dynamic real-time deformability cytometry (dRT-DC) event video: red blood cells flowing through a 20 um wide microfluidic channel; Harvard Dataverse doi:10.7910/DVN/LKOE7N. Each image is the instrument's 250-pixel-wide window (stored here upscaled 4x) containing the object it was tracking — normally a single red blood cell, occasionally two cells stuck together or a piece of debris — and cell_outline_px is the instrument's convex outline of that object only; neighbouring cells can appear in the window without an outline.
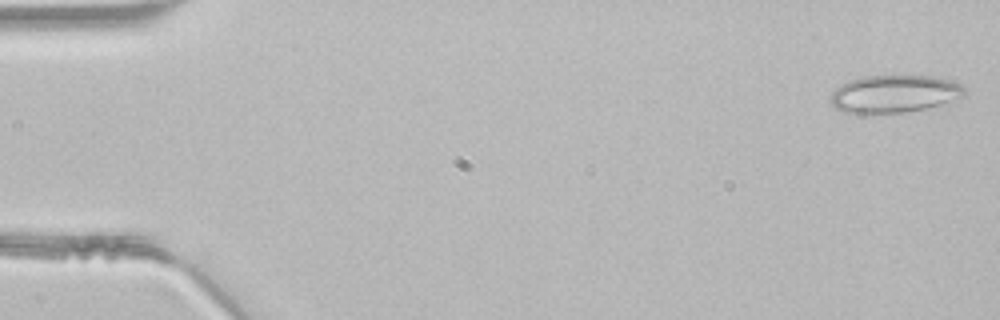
{"species": "common noctule bat (a hibernating species)", "species_latin": "Nyctalus noctula", "temperature_condition": "room temperature", "stored_images_in_passage": 46, "camera_frame_rate_fps": 3000, "um_per_image_px": 0.085, "animal": {"sex": "male", "body_mass_g": 21.5, "forearm_length_mm": 52.0}, "frame": {"image": 1, "passage_image": 1, "time_ms": 0.0, "image_size_px": [1000, 320], "cell_outline_px": [[968, 92], [964, 96], [940, 104], [924, 108], [904, 112], [844, 112], [836, 108], [828, 100], [832, 92], [840, 84], [848, 80], [864, 76], [936, 76], [952, 80], [960, 84]], "centroid_in_image_um": [76.01, 7.95], "position_along_channel_um": 9.0, "area_um2": 29.13}}
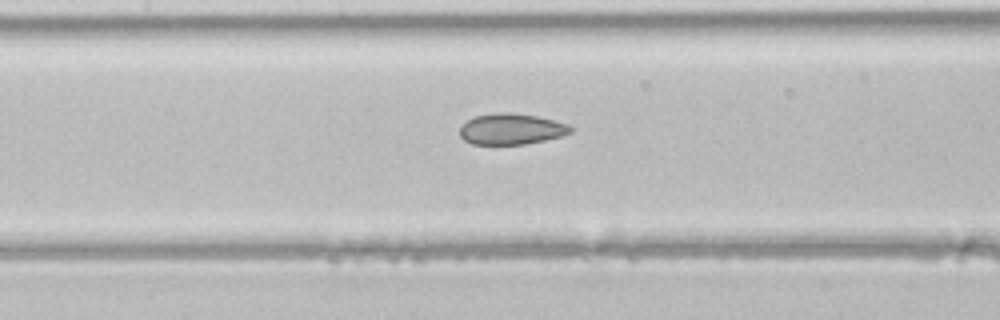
{"frame": {"image": 2, "passage_image": 21, "time_ms": 6.667, "image_size_px": [1000, 320], "cell_outline_px": [[572, 132], [560, 136], [544, 140], [524, 144], [472, 144], [464, 140], [460, 136], [460, 128], [468, 120], [476, 116], [500, 112], [512, 112], [536, 116], [568, 124], [572, 128]], "centroid_in_image_um": [43.45, 10.97], "position_along_channel_um": 163.9, "area_um2": 19.77}}
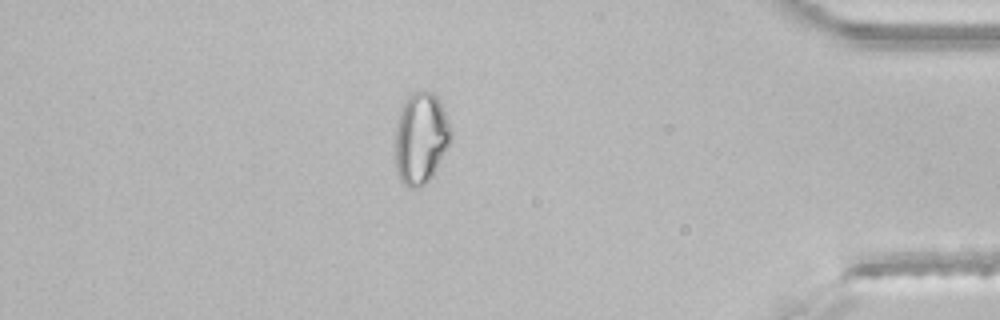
{"frame": {"image": 3, "passage_image": 40, "time_ms": 13.0, "image_size_px": [1000, 320], "cell_outline_px": [[452, 140], [432, 176], [424, 184], [416, 188], [408, 188], [400, 180], [396, 172], [396, 120], [404, 100], [412, 92], [432, 92], [436, 96], [444, 112], [452, 132]], "centroid_in_image_um": [35.75, 11.76], "position_along_channel_um": 399.4, "area_um2": 29.59}}